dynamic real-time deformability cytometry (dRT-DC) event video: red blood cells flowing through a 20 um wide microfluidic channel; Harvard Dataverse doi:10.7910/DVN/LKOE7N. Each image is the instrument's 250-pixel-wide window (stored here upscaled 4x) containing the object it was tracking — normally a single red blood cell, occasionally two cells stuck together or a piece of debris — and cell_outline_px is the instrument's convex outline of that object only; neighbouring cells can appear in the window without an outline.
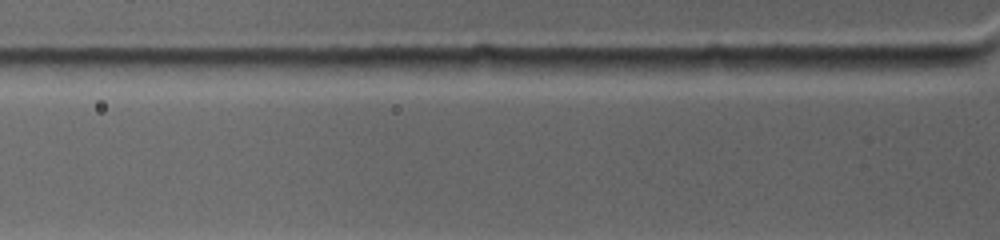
{"species": "common noctule bat (a hibernating species)", "species_latin": "Nyctalus noctula", "temperature_condition": "warm", "stored_images_in_passage": 3, "segment_of_instrument_passage": [2, 2], "camera_frame_rate_fps": 4500, "um_per_image_px": 0.085, "animal": {"sex": "female", "body_mass_g": 19.0, "forearm_length_mm": 53.3}, "frame": {"image": 1, "passage_image": 3, "time_ms": 0.444, "image_size_px": [1000, 240], "cell_outline_px": [[980, 60], [972, 64], [936, 68], [840, 68], [852, 56], [956, 56]], "centroid_in_image_um": [77.05, 5.26], "position_along_channel_um": 48.7, "area_um2": 10.4}}